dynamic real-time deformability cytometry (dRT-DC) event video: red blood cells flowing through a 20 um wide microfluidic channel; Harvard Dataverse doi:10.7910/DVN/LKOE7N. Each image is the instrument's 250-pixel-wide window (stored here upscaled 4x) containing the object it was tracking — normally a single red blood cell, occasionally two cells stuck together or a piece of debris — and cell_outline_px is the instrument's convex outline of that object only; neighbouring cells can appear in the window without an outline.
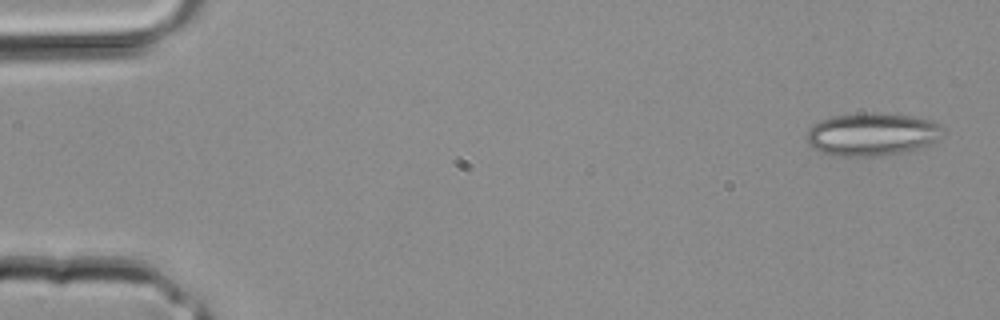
{"species": "common noctule bat (a hibernating species)", "species_latin": "Nyctalus noctula", "temperature_condition": "room temperature", "stored_images_in_passage": 3, "camera_frame_rate_fps": 3000, "um_per_image_px": 0.085, "animal": {"sex": "male", "body_mass_g": 20.4}, "frame": {"image": 1, "passage_image": 1, "time_ms": 0.0, "image_size_px": [1000, 320], "cell_outline_px": [[944, 132], [936, 140], [928, 144], [904, 152], [880, 156], [840, 156], [820, 152], [812, 148], [808, 144], [808, 132], [812, 124], [820, 120], [832, 116], [864, 112], [876, 112], [912, 116], [928, 120], [944, 128]], "centroid_in_image_um": [74.08, 11.41], "position_along_channel_um": 10.9, "area_um2": 33.99}}